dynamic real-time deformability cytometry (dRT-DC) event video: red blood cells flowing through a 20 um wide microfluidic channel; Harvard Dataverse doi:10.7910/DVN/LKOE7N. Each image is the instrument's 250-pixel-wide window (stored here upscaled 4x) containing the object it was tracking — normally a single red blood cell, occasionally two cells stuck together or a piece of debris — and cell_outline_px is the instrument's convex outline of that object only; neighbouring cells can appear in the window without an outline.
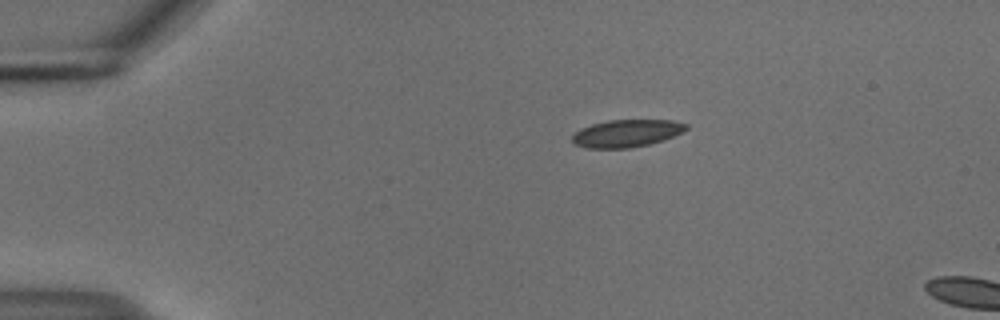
{"species": "common noctule bat (a hibernating species)", "species_latin": "Nyctalus noctula", "temperature_condition": "cold", "stored_images_in_passage": 4, "camera_frame_rate_fps": 3000, "um_per_image_px": 0.085, "animal": {"sex": "male", "body_mass_g": 18.8}, "frame": {"image": 1, "passage_image": 1, "time_ms": 0.0, "image_size_px": [1000, 320], "cell_outline_px": [[688, 128], [684, 132], [664, 140], [648, 144], [628, 148], [588, 148], [572, 144], [572, 136], [580, 128], [592, 124], [608, 120], [672, 120], [688, 124]], "centroid_in_image_um": [53.27, 11.33], "position_along_channel_um": 31.7, "area_um2": 18.32}}